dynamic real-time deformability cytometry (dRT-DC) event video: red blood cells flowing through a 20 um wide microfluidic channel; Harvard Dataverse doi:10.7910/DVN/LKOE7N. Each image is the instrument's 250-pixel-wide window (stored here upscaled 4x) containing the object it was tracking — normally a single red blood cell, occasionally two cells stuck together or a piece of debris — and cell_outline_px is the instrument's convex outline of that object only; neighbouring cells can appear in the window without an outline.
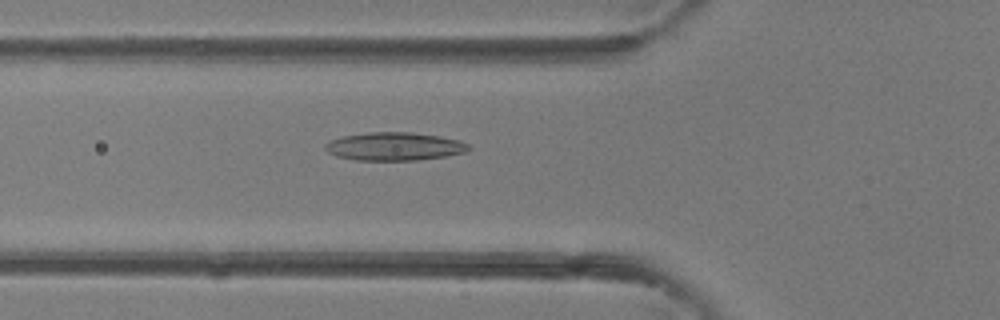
{"species": "common noctule bat (a hibernating species)", "species_latin": "Nyctalus noctula", "temperature_condition": "room temperature", "stored_images_in_passage": 42, "camera_frame_rate_fps": 3000, "um_per_image_px": 0.085, "animal": {"sex": "female"}, "frame": {"image": 1, "passage_image": 15, "time_ms": 4.667, "image_size_px": [1000, 320], "cell_outline_px": [[472, 148], [464, 152], [448, 156], [416, 160], [356, 160], [336, 156], [328, 152], [324, 148], [324, 144], [340, 136], [368, 132], [412, 132], [440, 136], [460, 140], [468, 144]], "centroid_in_image_um": [33.53, 12.44], "position_along_channel_um": 92.3, "area_um2": 23.7}}
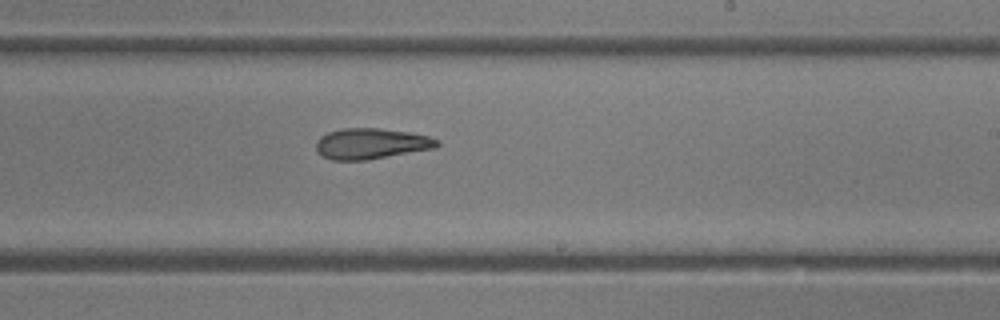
{"frame": {"image": 2, "passage_image": 25, "time_ms": 8.0, "image_size_px": [1000, 320], "cell_outline_px": [[440, 144], [436, 148], [368, 160], [332, 160], [324, 156], [316, 148], [316, 140], [320, 136], [328, 132], [340, 128], [380, 128], [408, 132], [428, 136], [440, 140]], "centroid_in_image_um": [31.57, 12.2], "position_along_channel_um": 257.4, "area_um2": 21.79}}
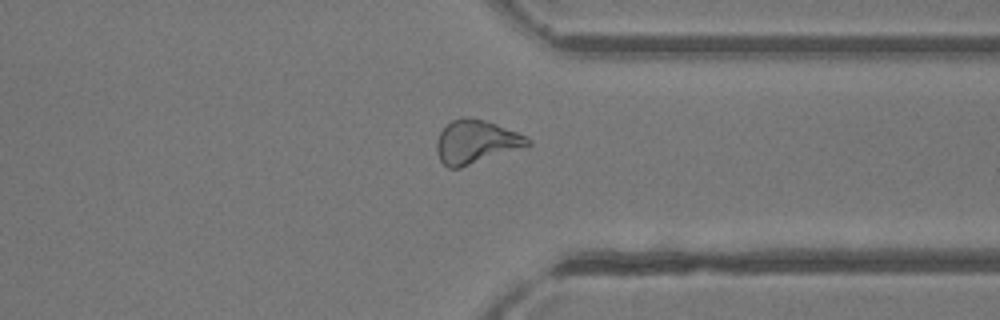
{"frame": {"image": 3, "passage_image": 32, "time_ms": 10.333, "image_size_px": [1000, 320], "cell_outline_px": [[532, 144], [528, 148], [460, 168], [448, 168], [440, 160], [436, 152], [436, 140], [440, 132], [452, 120], [460, 116], [464, 116], [484, 120], [496, 124], [516, 132], [532, 140]], "centroid_in_image_um": [40.49, 12.08], "position_along_channel_um": 370.9, "area_um2": 23.52}}